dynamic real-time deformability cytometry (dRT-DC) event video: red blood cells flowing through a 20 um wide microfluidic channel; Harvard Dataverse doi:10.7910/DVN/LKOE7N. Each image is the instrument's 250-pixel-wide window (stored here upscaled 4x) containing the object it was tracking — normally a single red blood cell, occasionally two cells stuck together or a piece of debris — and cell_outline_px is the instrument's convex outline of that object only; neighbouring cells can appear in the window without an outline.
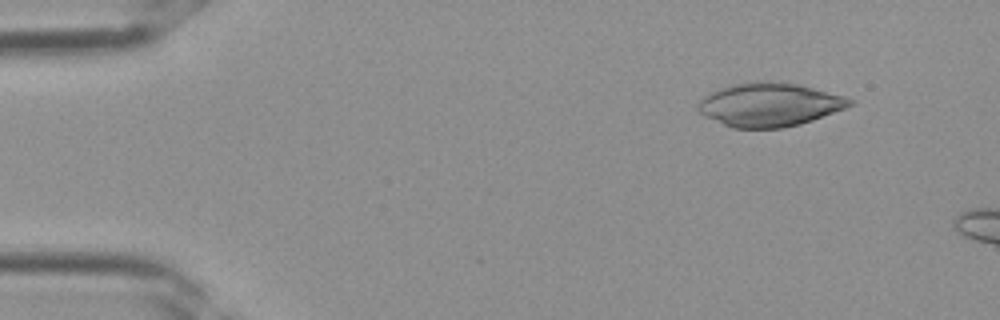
{"species": "Egyptian fruit bat (a non-hibernating species)", "species_latin": "Rousettus aegyptiacus", "temperature_condition": "room temperature", "stored_images_in_passage": 10, "camera_frame_rate_fps": 3000, "um_per_image_px": 0.085, "frame": {"image": 1, "passage_image": 4, "time_ms": 1.0, "image_size_px": [1000, 320], "cell_outline_px": [[856, 100], [852, 104], [844, 108], [812, 120], [800, 124], [784, 128], [732, 128], [704, 116], [696, 108], [696, 104], [704, 96], [720, 88], [732, 84], [760, 80], [796, 84], [844, 96]], "centroid_in_image_um": [65.36, 8.9], "position_along_channel_um": 19.6, "area_um2": 38.32}}